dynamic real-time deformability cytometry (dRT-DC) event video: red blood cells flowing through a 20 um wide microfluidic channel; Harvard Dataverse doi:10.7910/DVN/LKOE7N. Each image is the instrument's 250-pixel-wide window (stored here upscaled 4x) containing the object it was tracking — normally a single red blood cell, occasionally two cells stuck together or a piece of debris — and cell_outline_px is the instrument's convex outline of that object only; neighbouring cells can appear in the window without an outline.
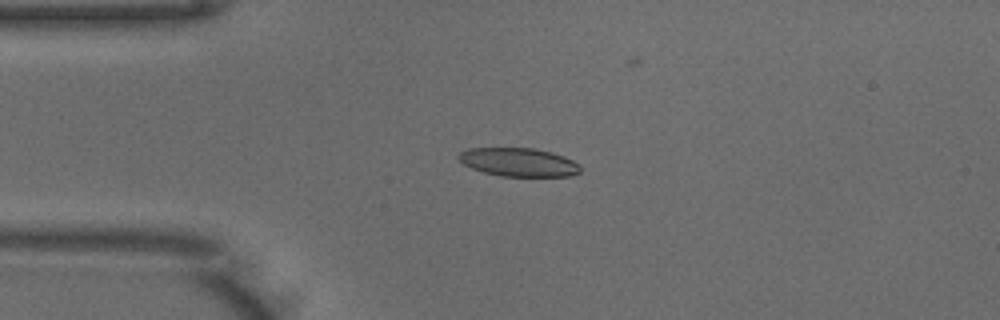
{"species": "common noctule bat (a hibernating species)", "species_latin": "Nyctalus noctula", "temperature_condition": "warm", "stored_images_in_passage": 40, "camera_frame_rate_fps": 3000, "um_per_image_px": 0.085, "animal": {"sex": "male", "body_mass_g": 18.8}, "frame": {"image": 1, "passage_image": 11, "time_ms": 3.333, "image_size_px": [1000, 320], "cell_outline_px": [[580, 172], [572, 176], [500, 176], [484, 172], [472, 168], [464, 164], [456, 156], [460, 152], [468, 148], [532, 148], [552, 152], [564, 156], [580, 164]], "centroid_in_image_um": [44.1, 13.78], "position_along_channel_um": 40.9, "area_um2": 20.23}}
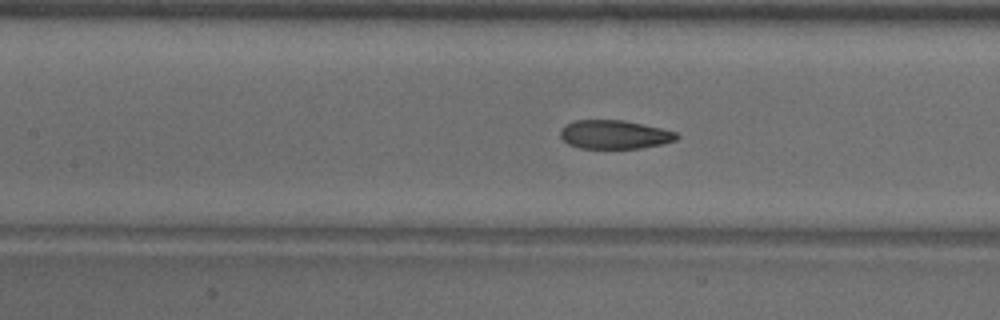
{"frame": {"image": 2, "passage_image": 21, "time_ms": 6.667, "image_size_px": [1000, 320], "cell_outline_px": [[680, 136], [676, 140], [664, 144], [640, 148], [580, 148], [568, 144], [560, 136], [560, 132], [568, 124], [576, 120], [624, 120], [660, 128], [676, 132]], "centroid_in_image_um": [52.27, 11.44], "position_along_channel_um": 155.1, "area_um2": 19.31}}
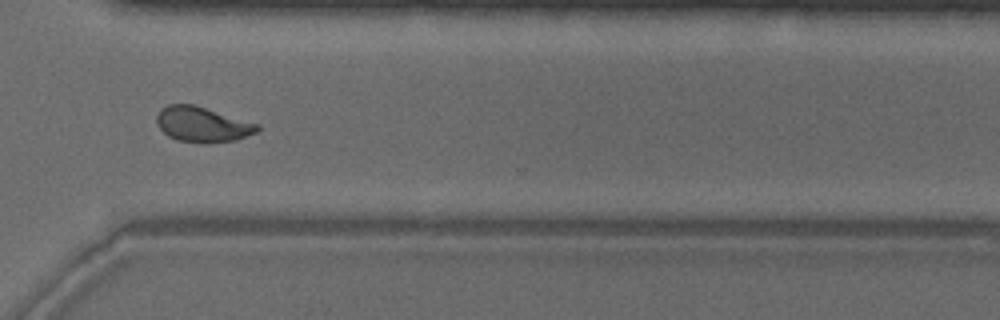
{"frame": {"image": 3, "passage_image": 36, "time_ms": 11.667, "image_size_px": [1000, 320], "cell_outline_px": [[260, 128], [256, 132], [236, 140], [208, 144], [204, 144], [176, 140], [168, 136], [156, 124], [156, 116], [160, 108], [168, 104], [192, 104], [260, 124]], "centroid_in_image_um": [17.18, 10.59], "position_along_channel_um": 353.4, "area_um2": 20.87}}